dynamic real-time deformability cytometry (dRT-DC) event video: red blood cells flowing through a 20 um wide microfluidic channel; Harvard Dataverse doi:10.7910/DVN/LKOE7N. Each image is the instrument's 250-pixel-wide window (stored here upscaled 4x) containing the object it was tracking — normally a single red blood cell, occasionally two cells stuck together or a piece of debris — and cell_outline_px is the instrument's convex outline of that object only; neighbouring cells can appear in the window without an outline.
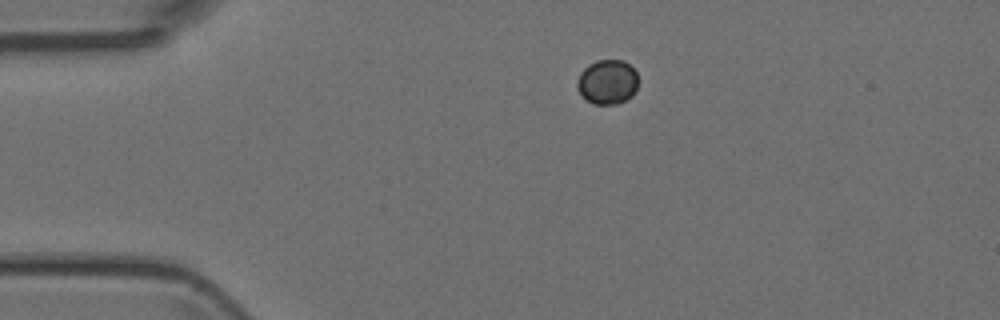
{"species": "Egyptian fruit bat (a non-hibernating species)", "species_latin": "Rousettus aegyptiacus", "temperature_condition": "room temperature", "stored_images_in_passage": 2, "camera_frame_rate_fps": 3000, "um_per_image_px": 0.085, "animal": {"sex": "female"}, "frame": {"image": 1, "passage_image": 1, "time_ms": 0.0, "image_size_px": [1000, 320], "cell_outline_px": [[636, 88], [632, 96], [616, 104], [592, 104], [576, 88], [576, 80], [580, 72], [588, 64], [596, 60], [624, 60], [636, 72]], "centroid_in_image_um": [51.59, 6.95], "position_along_channel_um": 33.4, "area_um2": 15.78}}